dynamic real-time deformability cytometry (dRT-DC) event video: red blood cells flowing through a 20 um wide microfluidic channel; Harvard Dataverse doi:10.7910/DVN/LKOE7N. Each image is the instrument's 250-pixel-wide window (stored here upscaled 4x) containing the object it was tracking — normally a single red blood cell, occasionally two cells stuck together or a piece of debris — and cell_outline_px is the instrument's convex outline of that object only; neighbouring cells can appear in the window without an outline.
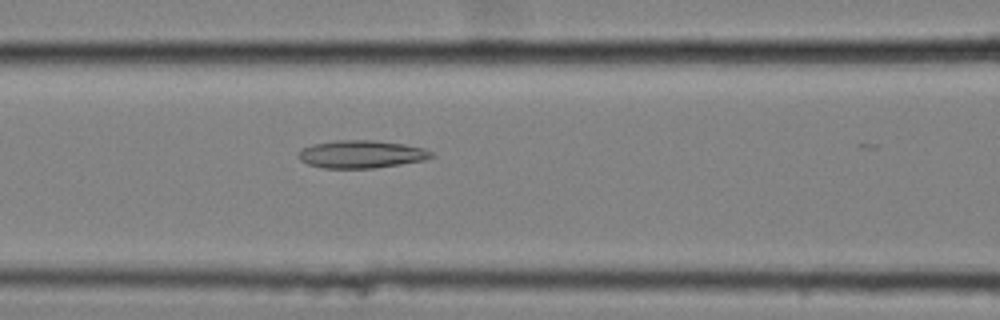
{"species": "common noctule bat (a hibernating species)", "species_latin": "Nyctalus noctula", "temperature_condition": "cold", "stored_images_in_passage": 36, "camera_frame_rate_fps": 3000, "um_per_image_px": 0.085, "animal": {"sex": "female", "body_mass_g": 25.1}, "frame": {"image": 1, "passage_image": 26, "time_ms": 8.333, "image_size_px": [1000, 320], "cell_outline_px": [[436, 156], [424, 160], [400, 164], [372, 168], [324, 168], [308, 164], [300, 160], [296, 156], [300, 148], [312, 144], [336, 140], [376, 140], [404, 144], [424, 148], [432, 152]], "centroid_in_image_um": [30.69, 13.1], "position_along_channel_um": 135.9, "area_um2": 21.68}}
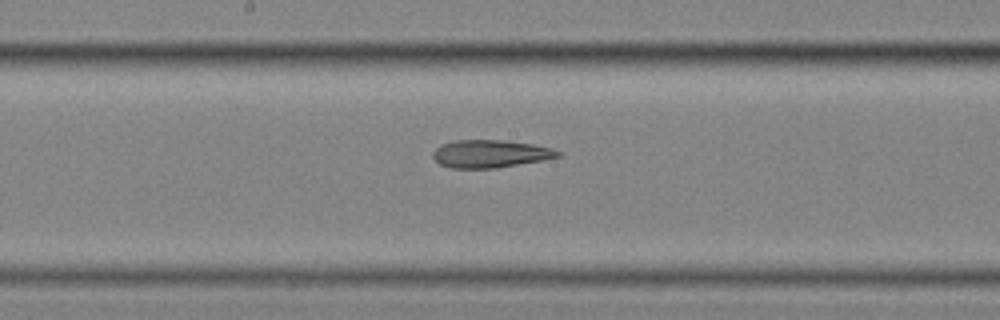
{"frame": {"image": 2, "passage_image": 32, "time_ms": 10.333, "image_size_px": [1000, 320], "cell_outline_px": [[560, 156], [540, 160], [496, 168], [452, 168], [440, 164], [432, 156], [432, 152], [440, 144], [456, 140], [504, 140], [532, 144], [552, 148], [560, 152]], "centroid_in_image_um": [41.62, 13.06], "position_along_channel_um": 206.6, "area_um2": 20.0}}
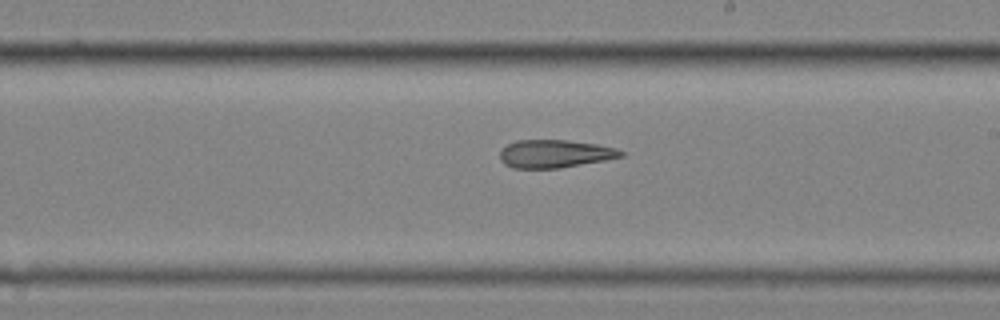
{"frame": {"image": 3, "passage_image": 35, "time_ms": 11.333, "image_size_px": [1000, 320], "cell_outline_px": [[624, 156], [604, 160], [560, 168], [512, 168], [504, 164], [500, 160], [500, 152], [508, 144], [516, 140], [564, 140], [596, 144], [616, 148], [624, 152]], "centroid_in_image_um": [47.14, 13.07], "position_along_channel_um": 241.9, "area_um2": 19.59}}